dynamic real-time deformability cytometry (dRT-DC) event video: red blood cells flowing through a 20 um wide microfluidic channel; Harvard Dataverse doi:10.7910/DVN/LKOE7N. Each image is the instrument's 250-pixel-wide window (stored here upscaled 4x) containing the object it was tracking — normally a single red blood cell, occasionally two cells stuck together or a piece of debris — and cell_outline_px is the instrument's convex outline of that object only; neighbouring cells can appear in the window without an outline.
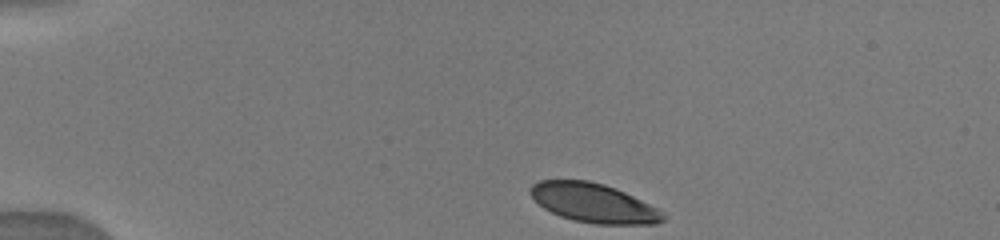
{"species": "human", "species_latin": "Homo sapiens", "temperature_condition": "warm", "stored_images_in_passage": 36, "camera_frame_rate_fps": 3000, "um_per_image_px": 0.085, "donor": {"sex": "male"}, "frame": {"image": 1, "passage_image": 1, "time_ms": 0.0, "image_size_px": [1000, 240], "cell_outline_px": [[664, 220], [656, 224], [596, 224], [572, 220], [560, 216], [544, 208], [528, 192], [528, 188], [532, 184], [540, 180], [588, 180], [604, 184], [616, 188], [664, 212]], "centroid_in_image_um": [50.43, 17.25], "position_along_channel_um": 34.6, "area_um2": 30.11}}
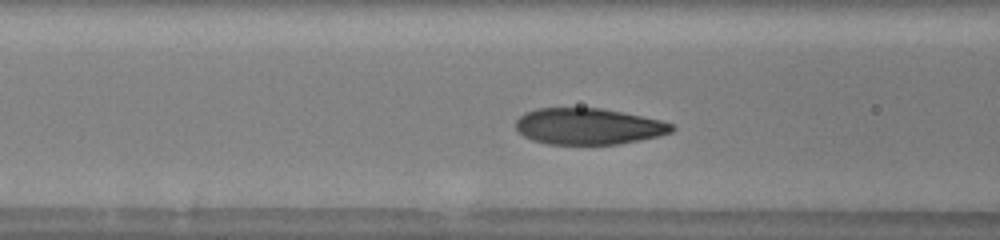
{"frame": {"image": 2, "passage_image": 11, "time_ms": 3.667, "image_size_px": [1000, 240], "cell_outline_px": [[676, 128], [672, 132], [660, 136], [620, 144], [548, 144], [532, 140], [524, 136], [516, 128], [516, 120], [524, 112], [536, 108], [600, 108], [660, 120], [672, 124]], "centroid_in_image_um": [50.0, 10.74], "position_along_channel_um": 116.6, "area_um2": 32.95}}
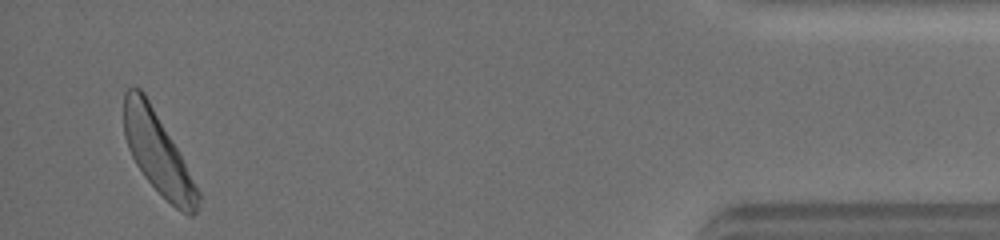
{"frame": {"image": 3, "passage_image": 34, "time_ms": 12.667, "image_size_px": [1000, 240], "cell_outline_px": [[200, 200], [196, 212], [192, 216], [188, 216], [180, 212], [144, 176], [136, 164], [128, 148], [124, 136], [124, 92], [128, 88], [140, 88], [144, 92], [176, 148], [200, 192]], "centroid_in_image_um": [13.4, 13.03], "position_along_channel_um": 421.8, "area_um2": 34.1}}